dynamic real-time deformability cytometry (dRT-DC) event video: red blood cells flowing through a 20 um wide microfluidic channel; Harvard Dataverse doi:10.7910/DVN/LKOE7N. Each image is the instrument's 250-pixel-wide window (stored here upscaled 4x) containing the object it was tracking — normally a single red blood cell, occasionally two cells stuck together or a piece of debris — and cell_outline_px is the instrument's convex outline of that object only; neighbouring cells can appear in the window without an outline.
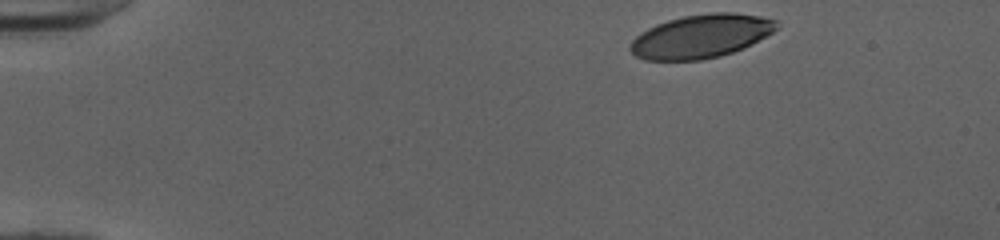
{"species": "human", "species_latin": "Homo sapiens", "temperature_condition": "cold", "stored_images_in_passage": 45, "camera_frame_rate_fps": 3000, "um_per_image_px": 0.085, "donor": {"sex": "female"}, "frame": {"image": 1, "passage_image": 1, "time_ms": 0.0, "image_size_px": [1000, 240], "cell_outline_px": [[780, 20], [776, 28], [772, 32], [732, 52], [720, 56], [700, 60], [644, 60], [636, 56], [628, 48], [632, 40], [640, 32], [656, 24], [668, 20], [684, 16], [712, 12], [736, 12], [760, 16]], "centroid_in_image_um": [59.55, 3.07], "position_along_channel_um": 25.5, "area_um2": 36.88}}
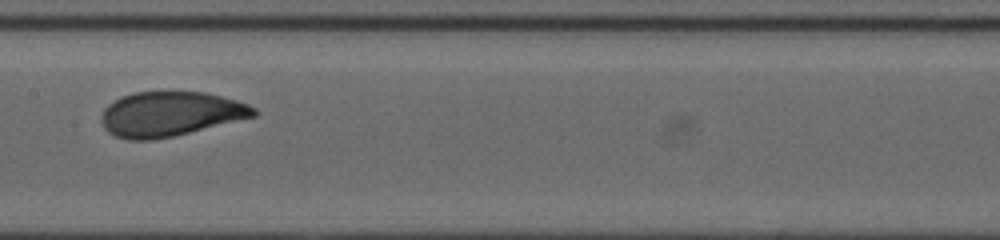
{"frame": {"image": 2, "passage_image": 21, "time_ms": 6.667, "image_size_px": [1000, 240], "cell_outline_px": [[256, 116], [172, 136], [152, 140], [128, 140], [112, 136], [104, 128], [100, 120], [104, 108], [108, 104], [120, 96], [136, 92], [204, 92], [236, 100], [248, 104], [256, 108]], "centroid_in_image_um": [14.42, 9.69], "position_along_channel_um": 193.0, "area_um2": 39.59}}
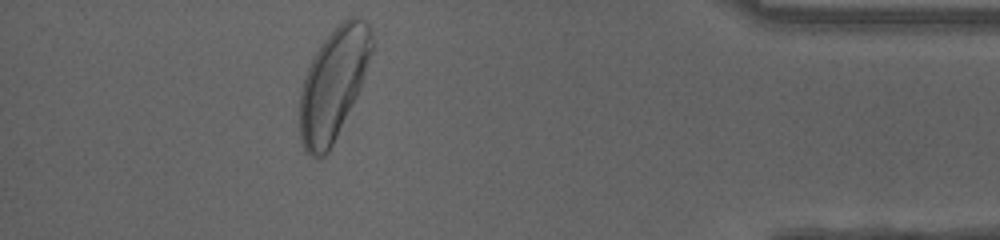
{"frame": {"image": 3, "passage_image": 40, "time_ms": 13.0, "image_size_px": [1000, 240], "cell_outline_px": [[376, 40], [372, 52], [356, 96], [328, 152], [320, 160], [304, 152], [300, 136], [300, 92], [304, 76], [320, 44], [348, 16], [356, 16], [364, 20], [368, 24]], "centroid_in_image_um": [28.34, 7.13], "position_along_channel_um": 406.9, "area_um2": 46.3}, "authors_computed_cell_mechanics": {"area_um2": 39.8242, "velocity_mm_per_s": 3.994, "shape_relaxation_time_tau1_ms": 2.8488, "shape_relaxation_time_tau2_ms": null, "deformation_change_tau1": 0.1505, "deformation_change_tau2": null}}